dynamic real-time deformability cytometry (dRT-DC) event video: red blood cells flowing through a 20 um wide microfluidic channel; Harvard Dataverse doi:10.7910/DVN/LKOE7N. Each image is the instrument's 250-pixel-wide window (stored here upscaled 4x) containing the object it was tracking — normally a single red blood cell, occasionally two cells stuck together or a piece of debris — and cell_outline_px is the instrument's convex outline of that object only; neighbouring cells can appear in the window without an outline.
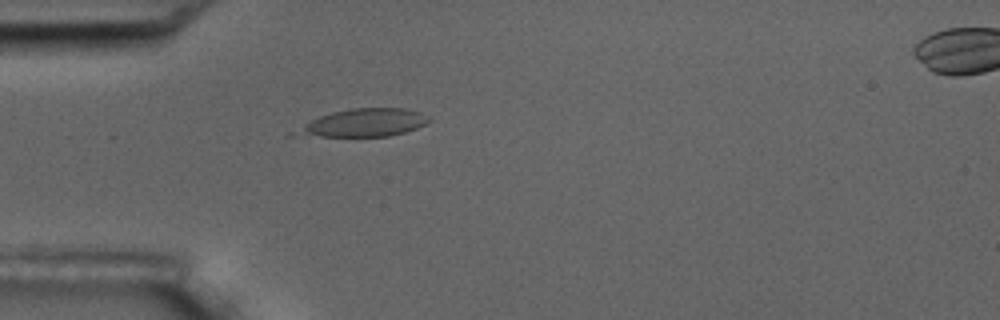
{"species": "common noctule bat (a hibernating species)", "species_latin": "Nyctalus noctula", "temperature_condition": "room temperature", "stored_images_in_passage": 5, "segment_of_instrument_passage": [1, 2], "camera_frame_rate_fps": 3000, "um_per_image_px": 0.085, "animal": {"sex": "male", "body_mass_g": 17.5, "forearm_length_mm": 52.3}, "frame": {"image": 1, "passage_image": 4, "time_ms": 4.333, "image_size_px": [1000, 320], "cell_outline_px": [[432, 120], [416, 128], [404, 132], [388, 136], [284, 136], [288, 132], [320, 116], [332, 112], [352, 108], [404, 108], [420, 112]], "centroid_in_image_um": [30.81, 10.45], "position_along_channel_um": 54.2, "area_um2": 21.62}}